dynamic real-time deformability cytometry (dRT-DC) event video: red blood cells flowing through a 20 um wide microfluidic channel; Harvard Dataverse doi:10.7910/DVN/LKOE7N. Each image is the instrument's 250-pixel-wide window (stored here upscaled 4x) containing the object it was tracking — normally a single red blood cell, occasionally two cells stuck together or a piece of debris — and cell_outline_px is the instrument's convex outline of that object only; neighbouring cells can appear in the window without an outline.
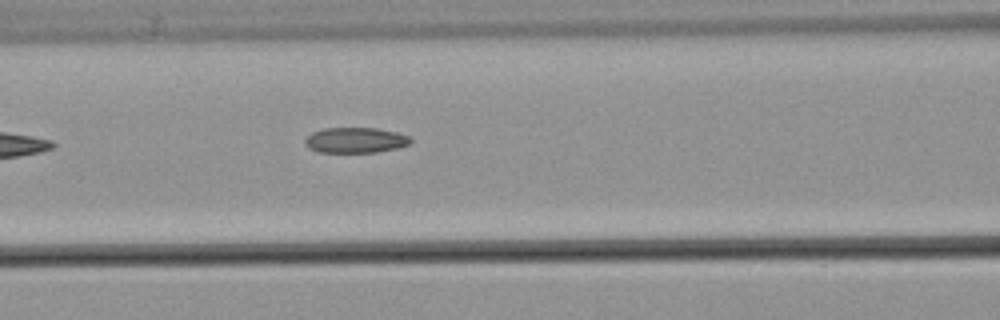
{"species": "common noctule bat (a hibernating species)", "species_latin": "Nyctalus noctula", "temperature_condition": "warm", "stored_images_in_passage": 7, "camera_frame_rate_fps": 3000, "um_per_image_px": 0.085, "animal": {"sex": "male", "body_mass_g": 21.5, "forearm_length_mm": 52.0}, "frame": {"image": 1, "passage_image": 7, "time_ms": 8.333, "image_size_px": [1000, 320], "cell_outline_px": [[412, 140], [408, 144], [396, 148], [376, 152], [320, 152], [308, 148], [304, 144], [304, 140], [312, 132], [324, 128], [376, 128], [396, 132], [408, 136]], "centroid_in_image_um": [30.17, 11.91], "position_along_channel_um": 136.4, "area_um2": 15.55}}